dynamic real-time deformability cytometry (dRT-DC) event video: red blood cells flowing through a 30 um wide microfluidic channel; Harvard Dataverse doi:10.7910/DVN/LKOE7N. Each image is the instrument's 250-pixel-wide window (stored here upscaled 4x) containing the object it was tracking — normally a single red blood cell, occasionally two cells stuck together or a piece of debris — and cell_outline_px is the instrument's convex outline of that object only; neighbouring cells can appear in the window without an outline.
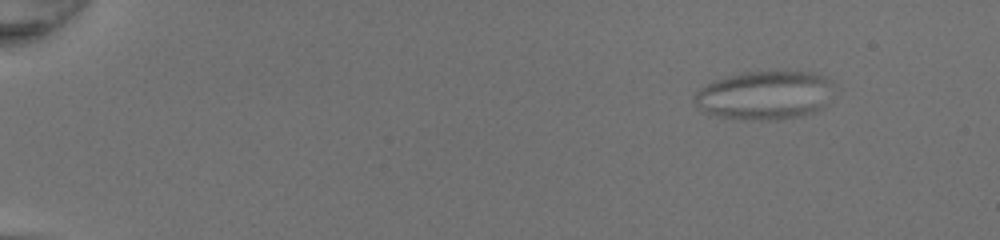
{"species": "common noctule bat (a hibernating species)", "species_latin": "Nyctalus noctula", "temperature_condition": "room temperature", "stored_images_in_passage": 46, "camera_frame_rate_fps": 3000, "um_per_image_px": 0.085, "animal": {"sex": "female", "body_mass_g": 20.0, "forearm_length_mm": 54.0}, "frame": {"image": 1, "passage_image": 1, "time_ms": 0.0, "image_size_px": [1000, 240], "cell_outline_px": [[824, 80], [820, 108], [812, 112], [796, 116], [776, 120], [760, 120], [724, 116], [708, 112], [696, 100], [696, 96], [708, 84], [732, 76], [748, 72], [804, 72], [820, 76]], "centroid_in_image_um": [64.9, 8.11], "position_along_channel_um": 20.1, "area_um2": 36.07}}
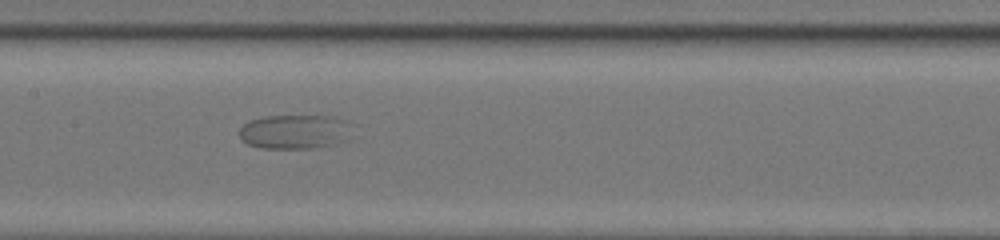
{"frame": {"image": 2, "passage_image": 23, "time_ms": 7.333, "image_size_px": [1000, 240], "cell_outline_px": [[356, 136], [344, 140], [312, 148], [260, 148], [248, 144], [240, 136], [240, 128], [244, 124], [252, 120], [264, 116], [328, 116], [344, 120]], "centroid_in_image_um": [25.07, 11.19], "position_along_channel_um": 182.3, "area_um2": 22.31}}
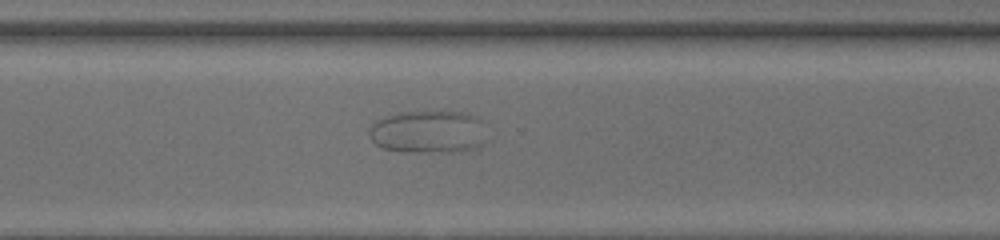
{"frame": {"image": 3, "passage_image": 34, "time_ms": 11.0, "image_size_px": [1000, 240], "cell_outline_px": [[480, 144], [460, 152], [404, 152], [384, 148], [376, 144], [372, 140], [368, 132], [372, 124], [388, 116], [404, 112], [464, 112], [476, 116], [480, 120]], "centroid_in_image_um": [36.32, 11.22], "position_along_channel_um": 334.3, "area_um2": 28.44}}